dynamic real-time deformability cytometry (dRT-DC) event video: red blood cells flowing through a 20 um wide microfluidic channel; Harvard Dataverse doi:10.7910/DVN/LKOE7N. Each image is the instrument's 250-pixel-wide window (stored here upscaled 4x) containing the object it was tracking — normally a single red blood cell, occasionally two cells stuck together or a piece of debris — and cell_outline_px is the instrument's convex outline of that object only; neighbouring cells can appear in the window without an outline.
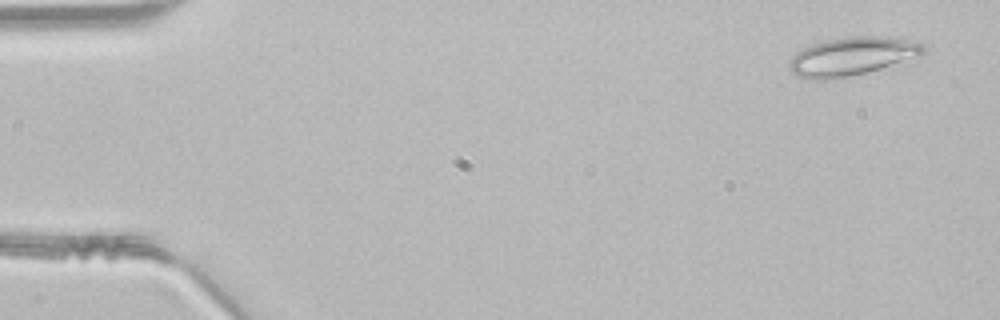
{"species": "common noctule bat (a hibernating species)", "species_latin": "Nyctalus noctula", "temperature_condition": "room temperature", "stored_images_in_passage": 48, "camera_frame_rate_fps": 3000, "um_per_image_px": 0.085, "animal": {"sex": "male", "body_mass_g": 21.5, "forearm_length_mm": 52.0}, "frame": {"image": 1, "passage_image": 3, "time_ms": 0.667, "image_size_px": [1000, 320], "cell_outline_px": [[928, 48], [920, 56], [868, 72], [848, 76], [824, 80], [820, 80], [800, 76], [792, 72], [788, 68], [788, 64], [792, 56], [796, 52], [812, 44], [828, 40], [848, 36], [900, 36], [920, 40]], "centroid_in_image_um": [72.53, 4.75], "position_along_channel_um": 12.5, "area_um2": 30.4}}
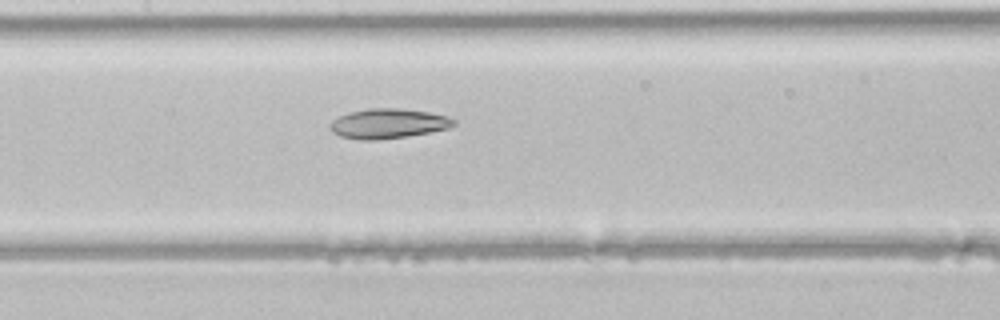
{"frame": {"image": 2, "passage_image": 23, "time_ms": 7.333, "image_size_px": [1000, 320], "cell_outline_px": [[456, 124], [448, 128], [428, 132], [404, 136], [376, 140], [360, 140], [340, 136], [332, 132], [328, 128], [328, 124], [336, 116], [348, 112], [372, 108], [400, 108], [428, 112], [448, 116], [456, 120]], "centroid_in_image_um": [32.93, 10.49], "position_along_channel_um": 174.5, "area_um2": 21.56}}
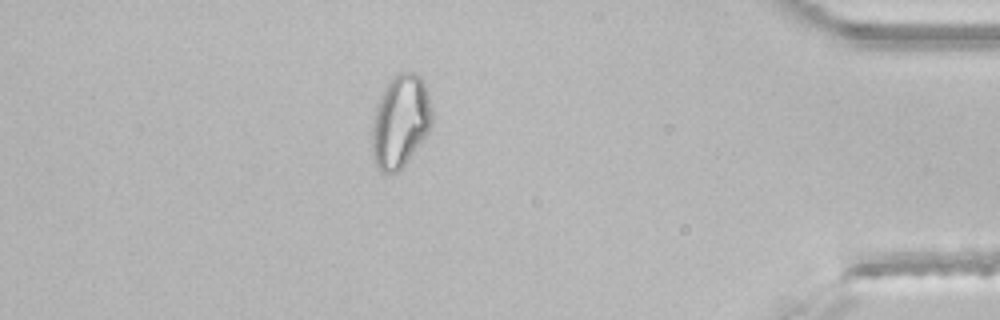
{"frame": {"image": 3, "passage_image": 42, "time_ms": 13.667, "image_size_px": [1000, 320], "cell_outline_px": [[432, 124], [428, 132], [408, 160], [396, 172], [380, 172], [372, 160], [372, 124], [376, 104], [384, 88], [392, 76], [396, 72], [412, 72], [420, 76], [424, 80], [428, 92], [432, 112]], "centroid_in_image_um": [34.02, 10.28], "position_along_channel_um": 401.2, "area_um2": 32.66}}